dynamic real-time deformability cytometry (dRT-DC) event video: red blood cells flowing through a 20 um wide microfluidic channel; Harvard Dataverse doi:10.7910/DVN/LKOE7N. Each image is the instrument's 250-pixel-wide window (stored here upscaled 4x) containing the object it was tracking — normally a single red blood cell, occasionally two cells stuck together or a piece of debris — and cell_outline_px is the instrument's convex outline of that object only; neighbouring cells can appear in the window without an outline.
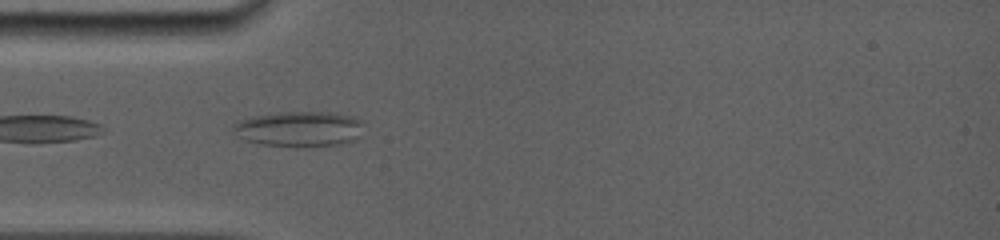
{"species": "common noctule bat (a hibernating species)", "species_latin": "Nyctalus noctula", "temperature_condition": "room temperature", "stored_images_in_passage": 6, "camera_frame_rate_fps": 5000, "um_per_image_px": 0.085, "animal": {"sex": "female", "body_mass_g": 19.0, "forearm_length_mm": 56.7}, "frame": {"image": 1, "passage_image": 4, "time_ms": 0.6, "image_size_px": [1000, 240], "cell_outline_px": [[364, 120], [356, 140], [340, 144], [264, 144], [244, 140], [232, 132], [232, 124], [240, 120], [252, 116], [280, 112], [336, 112], [352, 116]], "centroid_in_image_um": [25.42, 10.9], "position_along_channel_um": 59.6, "area_um2": 26.24}}